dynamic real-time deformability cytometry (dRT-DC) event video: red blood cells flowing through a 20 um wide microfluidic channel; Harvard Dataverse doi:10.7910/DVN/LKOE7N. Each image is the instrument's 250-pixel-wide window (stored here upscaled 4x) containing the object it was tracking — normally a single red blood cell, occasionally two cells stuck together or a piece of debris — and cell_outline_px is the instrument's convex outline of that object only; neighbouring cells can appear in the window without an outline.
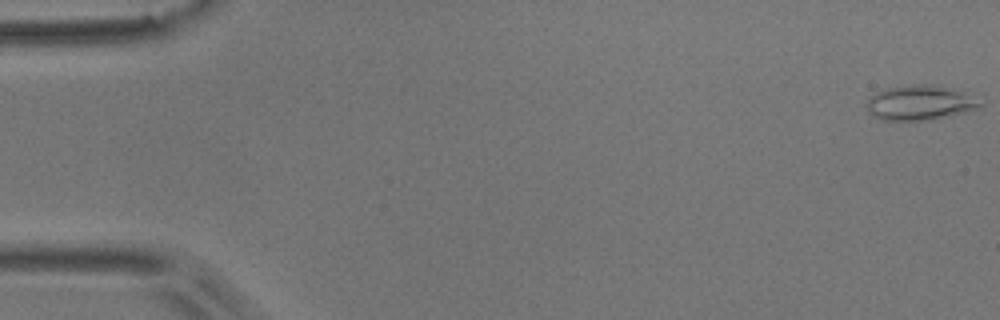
{"species": "common noctule bat (a hibernating species)", "species_latin": "Nyctalus noctula", "temperature_condition": "room temperature", "stored_images_in_passage": 54, "camera_frame_rate_fps": 3000, "um_per_image_px": 0.085, "animal": {"sex": "male", "body_mass_g": 17.9}, "frame": {"image": 1, "passage_image": 1, "time_ms": 0.0, "image_size_px": [1000, 320], "cell_outline_px": [[984, 104], [980, 108], [932, 120], [884, 120], [868, 112], [868, 96], [876, 92], [888, 88], [924, 84], [952, 88]], "centroid_in_image_um": [78.17, 8.75], "position_along_channel_um": 6.8, "area_um2": 22.43}}
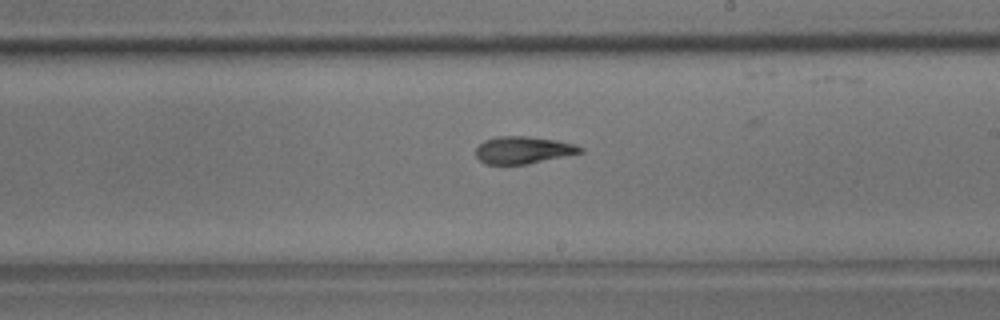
{"frame": {"image": 2, "passage_image": 31, "time_ms": 10.0, "image_size_px": [1000, 320], "cell_outline_px": [[584, 152], [528, 164], [484, 164], [476, 156], [476, 148], [484, 140], [496, 136], [528, 136], [556, 140], [576, 144], [584, 148]], "centroid_in_image_um": [44.48, 12.75], "position_along_channel_um": 244.5, "area_um2": 16.7}}
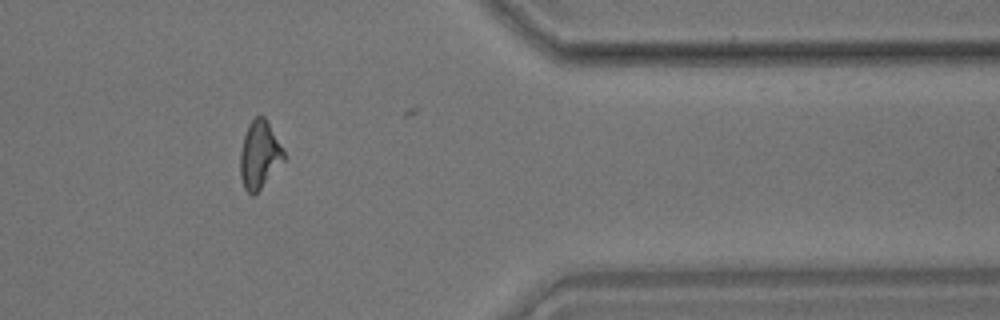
{"frame": {"image": 3, "passage_image": 44, "time_ms": 14.333, "image_size_px": [1000, 320], "cell_outline_px": [[284, 160], [260, 188], [252, 196], [244, 188], [240, 176], [240, 152], [244, 136], [248, 124], [256, 116], [264, 116], [284, 148]], "centroid_in_image_um": [22.05, 13.13], "position_along_channel_um": 389.4, "area_um2": 16.99}, "authors_computed_cell_mechanics": {"area_um2": 16.9932, "velocity_mm_per_s": 3.8015, "shape_relaxation_time_tau1_ms": 9.2129, "shape_relaxation_time_tau2_ms": 3.0763, "deformation_change_tau1": 0.222, "deformation_change_tau2": 0.1114}}